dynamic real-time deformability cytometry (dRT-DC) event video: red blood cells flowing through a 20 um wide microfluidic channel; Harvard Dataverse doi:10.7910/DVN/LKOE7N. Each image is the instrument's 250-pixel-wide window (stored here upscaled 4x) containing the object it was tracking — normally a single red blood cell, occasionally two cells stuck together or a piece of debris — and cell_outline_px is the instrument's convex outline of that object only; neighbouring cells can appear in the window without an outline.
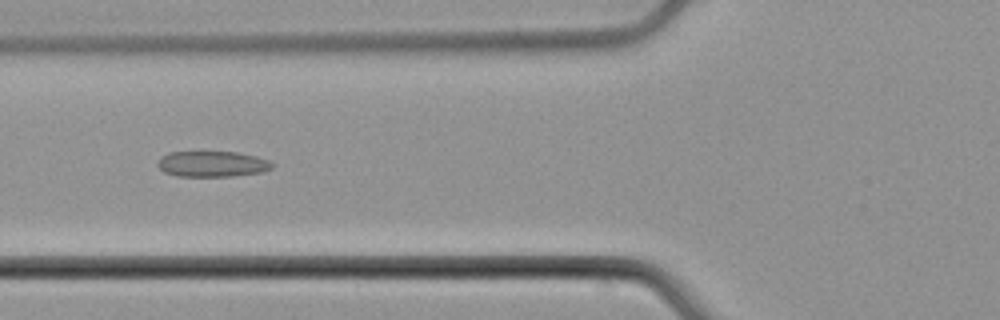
{"species": "common noctule bat (a hibernating species)", "species_latin": "Nyctalus noctula", "temperature_condition": "cold", "stored_images_in_passage": 7, "camera_frame_rate_fps": 3000, "um_per_image_px": 0.085, "animal": {"sex": "male", "body_mass_g": 21.5, "forearm_length_mm": 52.0}, "frame": {"image": 1, "passage_image": 5, "time_ms": 6.333, "image_size_px": [1000, 320], "cell_outline_px": [[272, 168], [260, 172], [232, 176], [176, 176], [164, 172], [156, 164], [160, 156], [168, 152], [236, 152], [256, 156], [268, 160], [272, 164]], "centroid_in_image_um": [17.98, 13.93], "position_along_channel_um": 107.8, "area_um2": 17.11}}
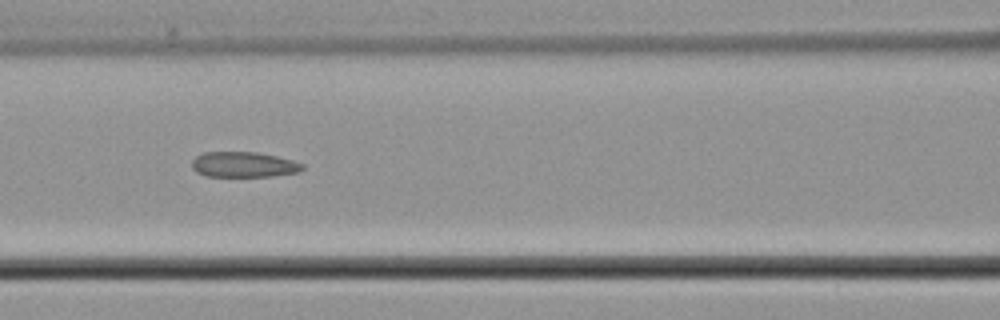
{"frame": {"image": 2, "passage_image": 6, "time_ms": 7.333, "image_size_px": [1000, 320], "cell_outline_px": [[304, 168], [300, 172], [272, 176], [208, 176], [196, 172], [192, 168], [192, 160], [196, 156], [204, 152], [256, 152], [276, 156], [292, 160], [304, 164]], "centroid_in_image_um": [20.72, 13.99], "position_along_channel_um": 145.9, "area_um2": 16.36}}
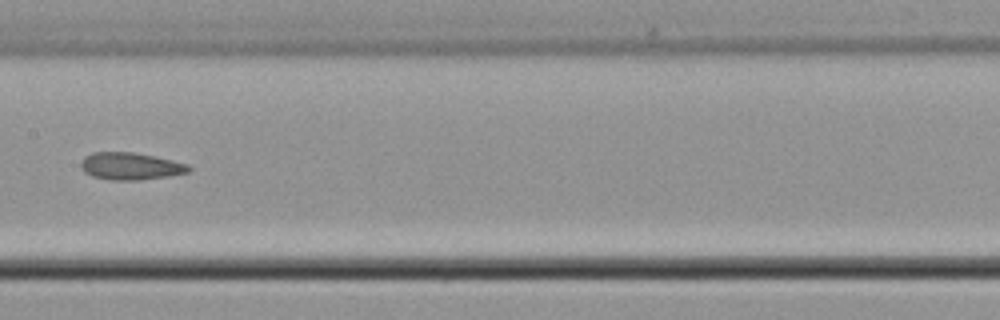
{"frame": {"image": 3, "passage_image": 7, "time_ms": 8.667, "image_size_px": [1000, 320], "cell_outline_px": [[192, 168], [188, 172], [168, 176], [140, 180], [108, 180], [92, 176], [84, 172], [80, 164], [84, 156], [92, 152], [132, 152], [156, 156], [188, 164]], "centroid_in_image_um": [11.08, 14.12], "position_along_channel_um": 196.3, "area_um2": 17.22}}